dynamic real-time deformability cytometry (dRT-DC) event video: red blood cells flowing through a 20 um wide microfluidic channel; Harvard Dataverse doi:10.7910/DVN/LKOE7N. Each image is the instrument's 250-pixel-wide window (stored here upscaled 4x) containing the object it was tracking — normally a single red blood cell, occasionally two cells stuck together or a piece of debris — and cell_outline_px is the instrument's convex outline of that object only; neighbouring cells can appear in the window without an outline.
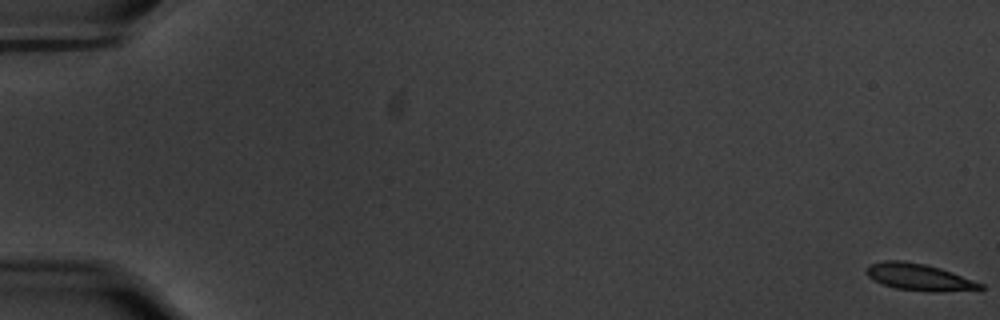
{"species": "common noctule bat (a hibernating species)", "species_latin": "Nyctalus noctula", "temperature_condition": "warm", "stored_images_in_passage": 60, "camera_frame_rate_fps": 3000, "um_per_image_px": 0.085, "animal": {"sex": "male", "body_mass_g": 20.1, "forearm_length_mm": 53.5}, "frame": {"image": 1, "passage_image": 1, "time_ms": 0.0, "image_size_px": [1000, 320], "cell_outline_px": [[984, 288], [936, 292], [932, 292], [896, 288], [884, 284], [868, 276], [864, 272], [868, 264], [884, 260], [904, 260], [924, 264], [940, 268], [952, 272], [984, 284]], "centroid_in_image_um": [78.08, 23.53], "position_along_channel_um": 6.9, "area_um2": 17.63}}
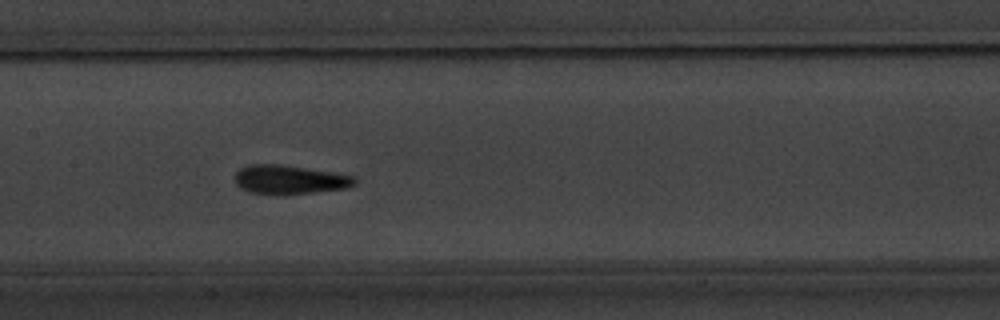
{"frame": {"image": 2, "passage_image": 31, "time_ms": 10.0, "image_size_px": [1000, 320], "cell_outline_px": [[356, 184], [348, 188], [284, 196], [276, 196], [248, 192], [240, 188], [236, 184], [236, 172], [240, 168], [248, 164], [280, 164], [356, 176]], "centroid_in_image_um": [24.6, 15.3], "position_along_channel_um": 182.8, "area_um2": 20.69}}
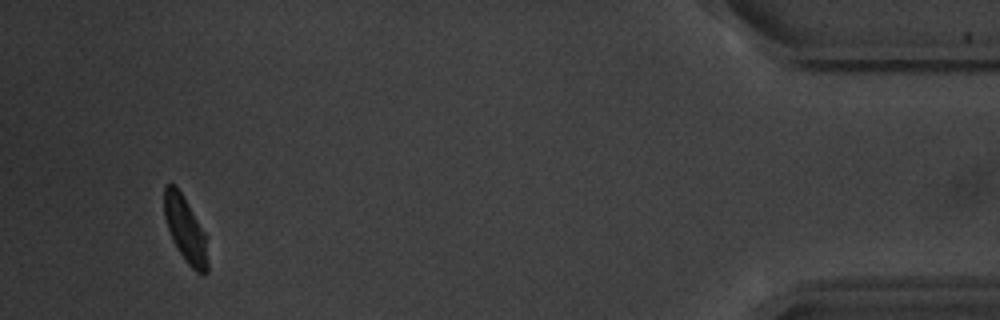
{"frame": {"image": 3, "passage_image": 57, "time_ms": 18.667, "image_size_px": [1000, 320], "cell_outline_px": [[208, 272], [204, 276], [196, 272], [188, 264], [176, 248], [172, 240], [164, 216], [164, 184], [172, 184], [180, 192], [204, 232], [208, 260]], "centroid_in_image_um": [15.75, 19.57], "position_along_channel_um": 419.5, "area_um2": 16.3}, "authors_computed_cell_mechanics": {"area_um2": 18.2359, "velocity_mm_per_s": 3.4934, "shape_relaxation_time_tau1_ms": 2.777, "shape_relaxation_time_tau2_ms": 1.6279, "deformation_change_tau1": 0.1682, "deformation_change_tau2": 0.0485}}